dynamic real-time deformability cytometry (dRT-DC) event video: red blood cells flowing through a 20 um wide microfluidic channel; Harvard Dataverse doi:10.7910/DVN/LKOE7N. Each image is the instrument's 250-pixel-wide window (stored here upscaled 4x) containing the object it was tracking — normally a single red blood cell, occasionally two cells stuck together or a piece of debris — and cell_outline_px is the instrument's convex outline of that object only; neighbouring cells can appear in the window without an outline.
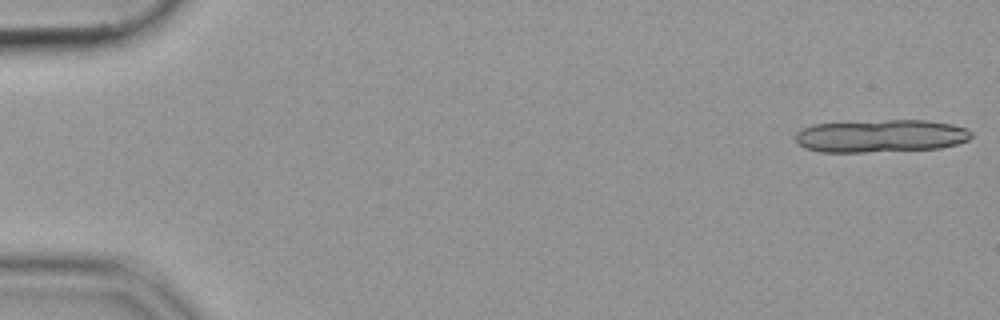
{"species": "common noctule bat (a hibernating species)", "species_latin": "Nyctalus noctula", "temperature_condition": "cold", "stored_images_in_passage": 15, "camera_frame_rate_fps": 3000, "um_per_image_px": 0.085, "animal": {"sex": "female", "body_mass_g": 19.9}, "frame": {"image": 1, "passage_image": 1, "time_ms": 0.0, "image_size_px": [1000, 320], "cell_outline_px": [[972, 136], [968, 140], [956, 144], [940, 148], [864, 152], [820, 152], [804, 148], [796, 144], [796, 132], [812, 124], [888, 120], [928, 120], [952, 124], [968, 128], [972, 132]], "centroid_in_image_um": [74.87, 11.56], "position_along_channel_um": 10.1, "area_um2": 33.7}}